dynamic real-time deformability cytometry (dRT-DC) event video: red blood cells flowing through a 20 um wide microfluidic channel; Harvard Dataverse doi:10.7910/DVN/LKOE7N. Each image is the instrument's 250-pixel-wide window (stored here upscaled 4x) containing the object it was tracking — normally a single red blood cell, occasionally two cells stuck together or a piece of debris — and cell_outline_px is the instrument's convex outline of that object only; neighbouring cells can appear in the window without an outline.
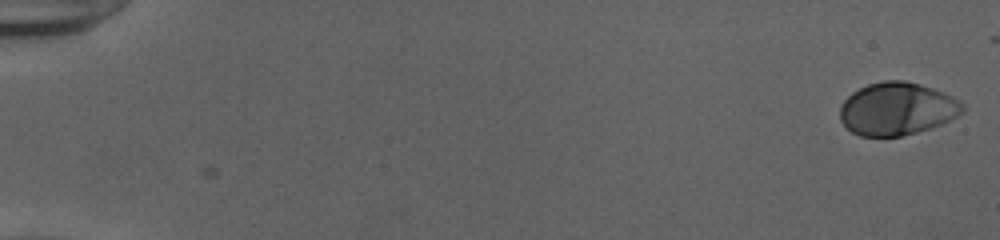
{"species": "human", "species_latin": "Homo sapiens", "temperature_condition": "cold", "stored_images_in_passage": 54, "camera_frame_rate_fps": 3000, "um_per_image_px": 0.085, "donor": {"sex": "female"}, "frame": {"image": 1, "passage_image": 1, "time_ms": 0.0, "image_size_px": [1000, 240], "cell_outline_px": [[964, 112], [940, 124], [916, 132], [900, 136], [860, 136], [852, 132], [840, 120], [840, 108], [844, 100], [852, 92], [868, 84], [884, 80], [904, 80], [920, 84], [944, 92], [952, 96], [964, 104]], "centroid_in_image_um": [76.24, 9.24], "position_along_channel_um": 8.8, "area_um2": 37.51}}
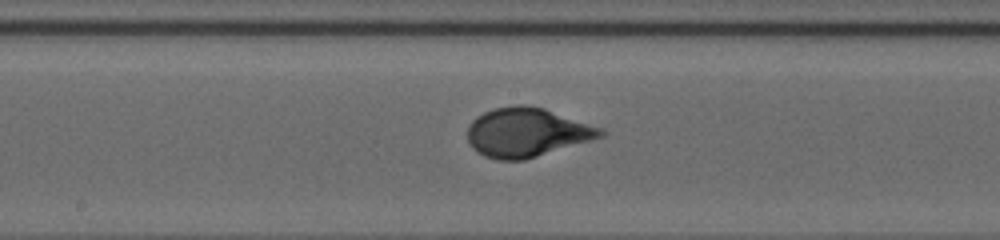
{"frame": {"image": 2, "passage_image": 30, "time_ms": 9.667, "image_size_px": [1000, 240], "cell_outline_px": [[608, 132], [604, 136], [524, 160], [496, 160], [484, 156], [476, 152], [472, 148], [468, 140], [468, 124], [476, 116], [484, 112], [496, 108], [516, 104], [520, 104], [544, 108], [604, 128]], "centroid_in_image_um": [44.78, 11.25], "position_along_channel_um": 203.4, "area_um2": 38.21}}
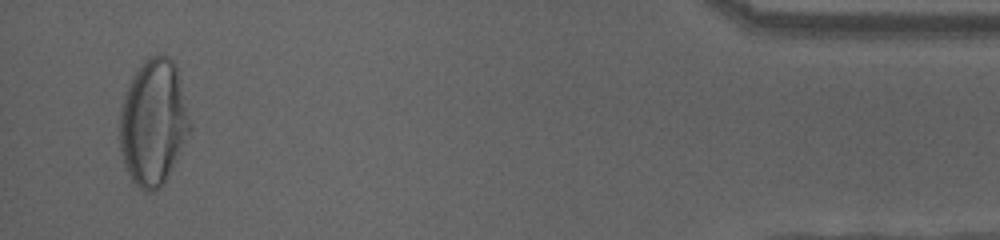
{"frame": {"image": 3, "passage_image": 52, "time_ms": 17.0, "image_size_px": [1000, 240], "cell_outline_px": [[192, 128], [168, 176], [152, 192], [144, 192], [132, 180], [124, 164], [120, 148], [120, 108], [128, 84], [132, 76], [156, 52], [168, 56], [176, 64], [192, 124]], "centroid_in_image_um": [13.05, 10.39], "position_along_channel_um": 422.2, "area_um2": 51.33}, "authors_computed_cell_mechanics": {"area_um2": 37.281, "velocity_mm_per_s": 3.883, "shape_relaxation_time_tau1_ms": 3.4768, "shape_relaxation_time_tau2_ms": null, "deformation_change_tau1": 0.183, "deformation_change_tau2": null}}